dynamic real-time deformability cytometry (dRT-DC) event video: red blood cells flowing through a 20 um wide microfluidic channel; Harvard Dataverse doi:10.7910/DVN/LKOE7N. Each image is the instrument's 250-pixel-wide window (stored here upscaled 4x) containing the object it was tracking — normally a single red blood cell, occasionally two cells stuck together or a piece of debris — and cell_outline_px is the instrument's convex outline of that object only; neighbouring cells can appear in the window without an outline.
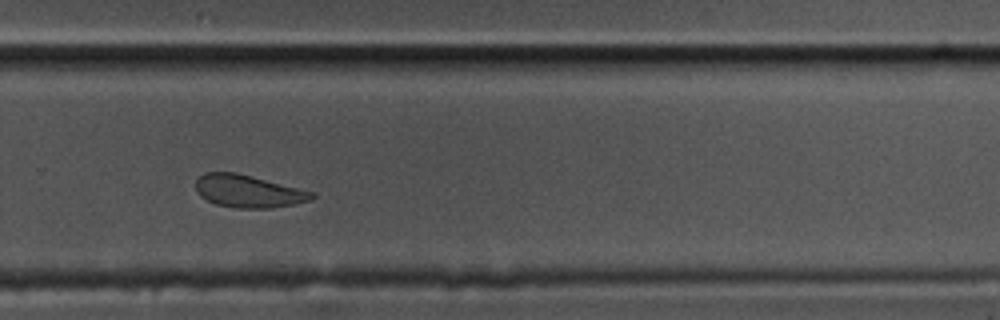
{"species": "common noctule bat (a hibernating species)", "species_latin": "Nyctalus noctula", "temperature_condition": "cold", "stored_images_in_passage": 41, "camera_frame_rate_fps": 3000, "um_per_image_px": 0.085, "animal": {"sex": "male", "body_mass_g": 17.5, "forearm_length_mm": 52.3}, "frame": {"image": 1, "passage_image": 24, "time_ms": 7.667, "image_size_px": [1000, 320], "cell_outline_px": [[316, 196], [312, 200], [292, 204], [268, 208], [236, 208], [216, 204], [200, 196], [196, 192], [196, 180], [204, 172], [236, 172], [316, 192]], "centroid_in_image_um": [21.11, 16.25], "position_along_channel_um": 308.7, "area_um2": 22.08}}
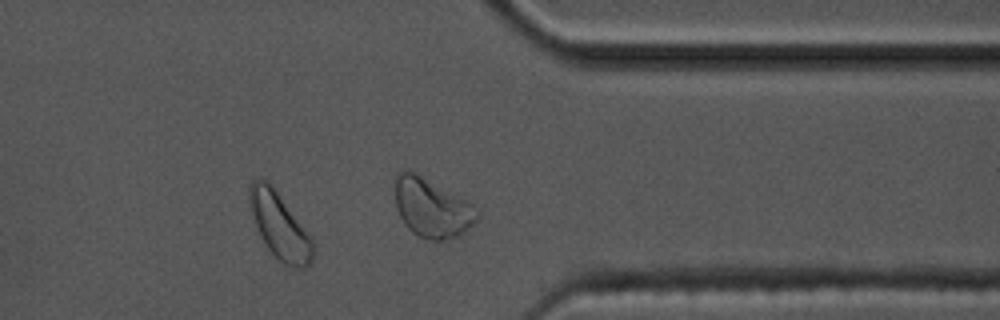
{"frame": {"image": 2, "passage_image": 30, "time_ms": 9.667, "image_size_px": [1000, 320], "cell_outline_px": [[312, 260], [308, 268], [292, 268], [284, 264], [268, 248], [260, 236], [252, 212], [248, 196], [248, 188], [252, 180], [260, 176], [276, 192], [312, 236]], "centroid_in_image_um": [23.77, 19.22], "position_along_channel_um": 387.6, "area_um2": 23.87}, "authors_computed_cell_mechanics": {"area_um2": 23.1778, "velocity_mm_per_s": 3.5009, "shape_relaxation_time_tau1_ms": 5.1241, "shape_relaxation_time_tau2_ms": 2.6306, "deformation_change_tau1": 0.0892, "deformation_change_tau2": 0.0767}}